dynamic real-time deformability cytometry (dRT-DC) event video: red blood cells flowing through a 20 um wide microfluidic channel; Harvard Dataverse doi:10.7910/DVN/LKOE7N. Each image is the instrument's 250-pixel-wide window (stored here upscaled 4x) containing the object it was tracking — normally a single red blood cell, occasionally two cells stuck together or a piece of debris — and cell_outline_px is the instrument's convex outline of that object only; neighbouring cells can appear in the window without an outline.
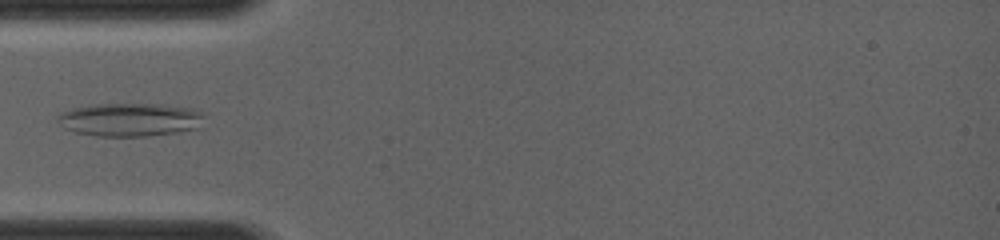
{"species": "common noctule bat (a hibernating species)", "species_latin": "Nyctalus noctula", "temperature_condition": "room temperature", "stored_images_in_passage": 23, "camera_frame_rate_fps": 4000, "um_per_image_px": 0.085, "animal": {"sex": "female", "body_mass_g": 19.0, "forearm_length_mm": 56.7}, "frame": {"image": 1, "passage_image": 1, "time_ms": 0.0, "image_size_px": [1000, 240], "cell_outline_px": [[204, 116], [196, 128], [176, 132], [144, 136], [96, 136], [76, 132], [64, 128], [56, 120], [56, 116], [60, 112], [72, 108], [88, 104], [160, 104], [188, 108], [200, 112]], "centroid_in_image_um": [10.94, 10.16], "position_along_channel_um": 74.1, "area_um2": 28.32}}
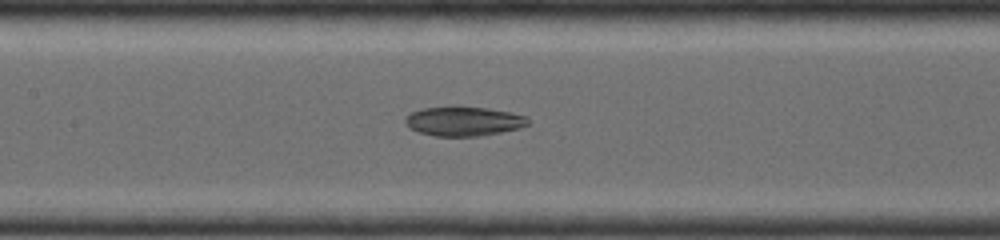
{"frame": {"image": 2, "passage_image": 16, "time_ms": 2.0, "image_size_px": [1000, 240], "cell_outline_px": [[528, 124], [520, 128], [480, 136], [436, 136], [420, 132], [408, 128], [404, 124], [404, 116], [412, 112], [424, 108], [488, 108], [528, 116]], "centroid_in_image_um": [39.39, 10.33], "position_along_channel_um": 168.0, "area_um2": 20.63}}
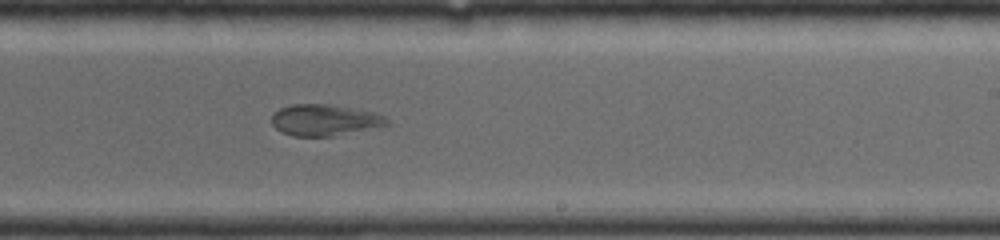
{"frame": {"image": 3, "passage_image": 23, "time_ms": 4.0, "image_size_px": [1000, 240], "cell_outline_px": [[392, 124], [332, 136], [292, 136], [280, 132], [272, 124], [272, 112], [280, 108], [292, 104], [328, 104], [372, 112], [384, 116]], "centroid_in_image_um": [27.55, 10.21], "position_along_channel_um": 261.5, "area_um2": 20.92}}